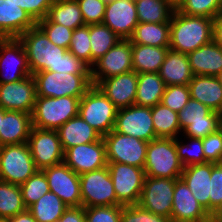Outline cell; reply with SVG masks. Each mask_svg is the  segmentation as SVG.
<instances>
[{"label": "cell", "instance_id": "cell-31", "mask_svg": "<svg viewBox=\"0 0 222 222\" xmlns=\"http://www.w3.org/2000/svg\"><path fill=\"white\" fill-rule=\"evenodd\" d=\"M165 87L159 73H139L135 105L153 107L161 103Z\"/></svg>", "mask_w": 222, "mask_h": 222}, {"label": "cell", "instance_id": "cell-39", "mask_svg": "<svg viewBox=\"0 0 222 222\" xmlns=\"http://www.w3.org/2000/svg\"><path fill=\"white\" fill-rule=\"evenodd\" d=\"M19 187L27 209L50 191L48 180L43 170H37Z\"/></svg>", "mask_w": 222, "mask_h": 222}, {"label": "cell", "instance_id": "cell-30", "mask_svg": "<svg viewBox=\"0 0 222 222\" xmlns=\"http://www.w3.org/2000/svg\"><path fill=\"white\" fill-rule=\"evenodd\" d=\"M168 50L169 47L132 44L133 71L158 73Z\"/></svg>", "mask_w": 222, "mask_h": 222}, {"label": "cell", "instance_id": "cell-27", "mask_svg": "<svg viewBox=\"0 0 222 222\" xmlns=\"http://www.w3.org/2000/svg\"><path fill=\"white\" fill-rule=\"evenodd\" d=\"M188 86L191 99L206 105L211 111L222 114V86L217 76L193 75Z\"/></svg>", "mask_w": 222, "mask_h": 222}, {"label": "cell", "instance_id": "cell-19", "mask_svg": "<svg viewBox=\"0 0 222 222\" xmlns=\"http://www.w3.org/2000/svg\"><path fill=\"white\" fill-rule=\"evenodd\" d=\"M37 98L32 75L16 82L0 84V108L32 114Z\"/></svg>", "mask_w": 222, "mask_h": 222}, {"label": "cell", "instance_id": "cell-26", "mask_svg": "<svg viewBox=\"0 0 222 222\" xmlns=\"http://www.w3.org/2000/svg\"><path fill=\"white\" fill-rule=\"evenodd\" d=\"M187 56L193 75L217 76L222 71V48L214 40Z\"/></svg>", "mask_w": 222, "mask_h": 222}, {"label": "cell", "instance_id": "cell-14", "mask_svg": "<svg viewBox=\"0 0 222 222\" xmlns=\"http://www.w3.org/2000/svg\"><path fill=\"white\" fill-rule=\"evenodd\" d=\"M32 75L26 51L19 38H0V84Z\"/></svg>", "mask_w": 222, "mask_h": 222}, {"label": "cell", "instance_id": "cell-42", "mask_svg": "<svg viewBox=\"0 0 222 222\" xmlns=\"http://www.w3.org/2000/svg\"><path fill=\"white\" fill-rule=\"evenodd\" d=\"M68 51L91 68L89 25H84L73 30Z\"/></svg>", "mask_w": 222, "mask_h": 222}, {"label": "cell", "instance_id": "cell-54", "mask_svg": "<svg viewBox=\"0 0 222 222\" xmlns=\"http://www.w3.org/2000/svg\"><path fill=\"white\" fill-rule=\"evenodd\" d=\"M210 222H222V214H211Z\"/></svg>", "mask_w": 222, "mask_h": 222}, {"label": "cell", "instance_id": "cell-4", "mask_svg": "<svg viewBox=\"0 0 222 222\" xmlns=\"http://www.w3.org/2000/svg\"><path fill=\"white\" fill-rule=\"evenodd\" d=\"M80 99L76 97H37L31 114L32 127L57 130L78 116Z\"/></svg>", "mask_w": 222, "mask_h": 222}, {"label": "cell", "instance_id": "cell-57", "mask_svg": "<svg viewBox=\"0 0 222 222\" xmlns=\"http://www.w3.org/2000/svg\"><path fill=\"white\" fill-rule=\"evenodd\" d=\"M3 117H4V109L0 108V124H1V120L3 119Z\"/></svg>", "mask_w": 222, "mask_h": 222}, {"label": "cell", "instance_id": "cell-13", "mask_svg": "<svg viewBox=\"0 0 222 222\" xmlns=\"http://www.w3.org/2000/svg\"><path fill=\"white\" fill-rule=\"evenodd\" d=\"M27 144L38 170L64 161V151L56 130L32 127Z\"/></svg>", "mask_w": 222, "mask_h": 222}, {"label": "cell", "instance_id": "cell-25", "mask_svg": "<svg viewBox=\"0 0 222 222\" xmlns=\"http://www.w3.org/2000/svg\"><path fill=\"white\" fill-rule=\"evenodd\" d=\"M32 128L30 113L4 110L0 124V146L27 142Z\"/></svg>", "mask_w": 222, "mask_h": 222}, {"label": "cell", "instance_id": "cell-45", "mask_svg": "<svg viewBox=\"0 0 222 222\" xmlns=\"http://www.w3.org/2000/svg\"><path fill=\"white\" fill-rule=\"evenodd\" d=\"M123 205L84 207L86 222H121Z\"/></svg>", "mask_w": 222, "mask_h": 222}, {"label": "cell", "instance_id": "cell-33", "mask_svg": "<svg viewBox=\"0 0 222 222\" xmlns=\"http://www.w3.org/2000/svg\"><path fill=\"white\" fill-rule=\"evenodd\" d=\"M47 18L72 30L85 25L79 4L76 0H54Z\"/></svg>", "mask_w": 222, "mask_h": 222}, {"label": "cell", "instance_id": "cell-58", "mask_svg": "<svg viewBox=\"0 0 222 222\" xmlns=\"http://www.w3.org/2000/svg\"><path fill=\"white\" fill-rule=\"evenodd\" d=\"M217 78L222 86V71L217 75Z\"/></svg>", "mask_w": 222, "mask_h": 222}, {"label": "cell", "instance_id": "cell-7", "mask_svg": "<svg viewBox=\"0 0 222 222\" xmlns=\"http://www.w3.org/2000/svg\"><path fill=\"white\" fill-rule=\"evenodd\" d=\"M178 117L184 137L203 139L222 126V114L211 111L206 105L191 98Z\"/></svg>", "mask_w": 222, "mask_h": 222}, {"label": "cell", "instance_id": "cell-3", "mask_svg": "<svg viewBox=\"0 0 222 222\" xmlns=\"http://www.w3.org/2000/svg\"><path fill=\"white\" fill-rule=\"evenodd\" d=\"M37 97H76L81 99L92 86L91 74H71L47 70L32 74Z\"/></svg>", "mask_w": 222, "mask_h": 222}, {"label": "cell", "instance_id": "cell-38", "mask_svg": "<svg viewBox=\"0 0 222 222\" xmlns=\"http://www.w3.org/2000/svg\"><path fill=\"white\" fill-rule=\"evenodd\" d=\"M26 209L19 185L0 180V221L5 222Z\"/></svg>", "mask_w": 222, "mask_h": 222}, {"label": "cell", "instance_id": "cell-36", "mask_svg": "<svg viewBox=\"0 0 222 222\" xmlns=\"http://www.w3.org/2000/svg\"><path fill=\"white\" fill-rule=\"evenodd\" d=\"M68 206L53 192L44 194L28 210L37 222H58Z\"/></svg>", "mask_w": 222, "mask_h": 222}, {"label": "cell", "instance_id": "cell-18", "mask_svg": "<svg viewBox=\"0 0 222 222\" xmlns=\"http://www.w3.org/2000/svg\"><path fill=\"white\" fill-rule=\"evenodd\" d=\"M63 162L78 175L107 166L103 137L96 142L68 148L64 152Z\"/></svg>", "mask_w": 222, "mask_h": 222}, {"label": "cell", "instance_id": "cell-49", "mask_svg": "<svg viewBox=\"0 0 222 222\" xmlns=\"http://www.w3.org/2000/svg\"><path fill=\"white\" fill-rule=\"evenodd\" d=\"M25 10L30 17L38 22L47 17L54 0H8Z\"/></svg>", "mask_w": 222, "mask_h": 222}, {"label": "cell", "instance_id": "cell-52", "mask_svg": "<svg viewBox=\"0 0 222 222\" xmlns=\"http://www.w3.org/2000/svg\"><path fill=\"white\" fill-rule=\"evenodd\" d=\"M213 40L222 48V12L213 19Z\"/></svg>", "mask_w": 222, "mask_h": 222}, {"label": "cell", "instance_id": "cell-10", "mask_svg": "<svg viewBox=\"0 0 222 222\" xmlns=\"http://www.w3.org/2000/svg\"><path fill=\"white\" fill-rule=\"evenodd\" d=\"M117 201L123 205L138 204L145 181V171L133 165L107 162Z\"/></svg>", "mask_w": 222, "mask_h": 222}, {"label": "cell", "instance_id": "cell-56", "mask_svg": "<svg viewBox=\"0 0 222 222\" xmlns=\"http://www.w3.org/2000/svg\"><path fill=\"white\" fill-rule=\"evenodd\" d=\"M211 214H222V201Z\"/></svg>", "mask_w": 222, "mask_h": 222}, {"label": "cell", "instance_id": "cell-44", "mask_svg": "<svg viewBox=\"0 0 222 222\" xmlns=\"http://www.w3.org/2000/svg\"><path fill=\"white\" fill-rule=\"evenodd\" d=\"M190 98L188 85H169L165 87L161 103L172 111L179 113Z\"/></svg>", "mask_w": 222, "mask_h": 222}, {"label": "cell", "instance_id": "cell-8", "mask_svg": "<svg viewBox=\"0 0 222 222\" xmlns=\"http://www.w3.org/2000/svg\"><path fill=\"white\" fill-rule=\"evenodd\" d=\"M37 170L27 142L0 146V180L21 185Z\"/></svg>", "mask_w": 222, "mask_h": 222}, {"label": "cell", "instance_id": "cell-20", "mask_svg": "<svg viewBox=\"0 0 222 222\" xmlns=\"http://www.w3.org/2000/svg\"><path fill=\"white\" fill-rule=\"evenodd\" d=\"M171 220L172 222H210V214L199 204L181 178L175 180Z\"/></svg>", "mask_w": 222, "mask_h": 222}, {"label": "cell", "instance_id": "cell-11", "mask_svg": "<svg viewBox=\"0 0 222 222\" xmlns=\"http://www.w3.org/2000/svg\"><path fill=\"white\" fill-rule=\"evenodd\" d=\"M107 162H117L144 168L149 142L112 130L103 136Z\"/></svg>", "mask_w": 222, "mask_h": 222}, {"label": "cell", "instance_id": "cell-28", "mask_svg": "<svg viewBox=\"0 0 222 222\" xmlns=\"http://www.w3.org/2000/svg\"><path fill=\"white\" fill-rule=\"evenodd\" d=\"M56 131L64 152L68 148L96 142L102 138L99 132L86 123L79 115L69 119Z\"/></svg>", "mask_w": 222, "mask_h": 222}, {"label": "cell", "instance_id": "cell-22", "mask_svg": "<svg viewBox=\"0 0 222 222\" xmlns=\"http://www.w3.org/2000/svg\"><path fill=\"white\" fill-rule=\"evenodd\" d=\"M97 86L118 110L124 109L135 105L138 74L131 71L111 76L102 80Z\"/></svg>", "mask_w": 222, "mask_h": 222}, {"label": "cell", "instance_id": "cell-16", "mask_svg": "<svg viewBox=\"0 0 222 222\" xmlns=\"http://www.w3.org/2000/svg\"><path fill=\"white\" fill-rule=\"evenodd\" d=\"M113 130L145 142L157 139L153 126L151 107L131 105L118 110Z\"/></svg>", "mask_w": 222, "mask_h": 222}, {"label": "cell", "instance_id": "cell-53", "mask_svg": "<svg viewBox=\"0 0 222 222\" xmlns=\"http://www.w3.org/2000/svg\"><path fill=\"white\" fill-rule=\"evenodd\" d=\"M5 222H37L32 213L26 209L25 211L18 213L17 215L7 219Z\"/></svg>", "mask_w": 222, "mask_h": 222}, {"label": "cell", "instance_id": "cell-51", "mask_svg": "<svg viewBox=\"0 0 222 222\" xmlns=\"http://www.w3.org/2000/svg\"><path fill=\"white\" fill-rule=\"evenodd\" d=\"M58 222H86L84 207H68Z\"/></svg>", "mask_w": 222, "mask_h": 222}, {"label": "cell", "instance_id": "cell-48", "mask_svg": "<svg viewBox=\"0 0 222 222\" xmlns=\"http://www.w3.org/2000/svg\"><path fill=\"white\" fill-rule=\"evenodd\" d=\"M206 163H221L222 158V126L216 132L202 139Z\"/></svg>", "mask_w": 222, "mask_h": 222}, {"label": "cell", "instance_id": "cell-32", "mask_svg": "<svg viewBox=\"0 0 222 222\" xmlns=\"http://www.w3.org/2000/svg\"><path fill=\"white\" fill-rule=\"evenodd\" d=\"M129 40L131 44L169 47L170 22L138 23Z\"/></svg>", "mask_w": 222, "mask_h": 222}, {"label": "cell", "instance_id": "cell-41", "mask_svg": "<svg viewBox=\"0 0 222 222\" xmlns=\"http://www.w3.org/2000/svg\"><path fill=\"white\" fill-rule=\"evenodd\" d=\"M177 10L185 15L214 19L222 12V0H184Z\"/></svg>", "mask_w": 222, "mask_h": 222}, {"label": "cell", "instance_id": "cell-59", "mask_svg": "<svg viewBox=\"0 0 222 222\" xmlns=\"http://www.w3.org/2000/svg\"><path fill=\"white\" fill-rule=\"evenodd\" d=\"M102 2H104L105 4H109L110 2H112L113 0H101Z\"/></svg>", "mask_w": 222, "mask_h": 222}, {"label": "cell", "instance_id": "cell-24", "mask_svg": "<svg viewBox=\"0 0 222 222\" xmlns=\"http://www.w3.org/2000/svg\"><path fill=\"white\" fill-rule=\"evenodd\" d=\"M36 22L18 5L8 0H0V38H18Z\"/></svg>", "mask_w": 222, "mask_h": 222}, {"label": "cell", "instance_id": "cell-35", "mask_svg": "<svg viewBox=\"0 0 222 222\" xmlns=\"http://www.w3.org/2000/svg\"><path fill=\"white\" fill-rule=\"evenodd\" d=\"M151 115L157 138L176 139L180 137L181 129L177 112L159 103L151 107Z\"/></svg>", "mask_w": 222, "mask_h": 222}, {"label": "cell", "instance_id": "cell-12", "mask_svg": "<svg viewBox=\"0 0 222 222\" xmlns=\"http://www.w3.org/2000/svg\"><path fill=\"white\" fill-rule=\"evenodd\" d=\"M131 71H133L131 41L120 39L90 68L92 85L97 86L106 78Z\"/></svg>", "mask_w": 222, "mask_h": 222}, {"label": "cell", "instance_id": "cell-9", "mask_svg": "<svg viewBox=\"0 0 222 222\" xmlns=\"http://www.w3.org/2000/svg\"><path fill=\"white\" fill-rule=\"evenodd\" d=\"M83 207L119 206L107 166L79 175Z\"/></svg>", "mask_w": 222, "mask_h": 222}, {"label": "cell", "instance_id": "cell-21", "mask_svg": "<svg viewBox=\"0 0 222 222\" xmlns=\"http://www.w3.org/2000/svg\"><path fill=\"white\" fill-rule=\"evenodd\" d=\"M102 23L121 39H129L138 25L135 0H113L106 4Z\"/></svg>", "mask_w": 222, "mask_h": 222}, {"label": "cell", "instance_id": "cell-43", "mask_svg": "<svg viewBox=\"0 0 222 222\" xmlns=\"http://www.w3.org/2000/svg\"><path fill=\"white\" fill-rule=\"evenodd\" d=\"M36 25L46 34L53 44L68 50L73 34L72 29L53 23L47 17L36 22Z\"/></svg>", "mask_w": 222, "mask_h": 222}, {"label": "cell", "instance_id": "cell-15", "mask_svg": "<svg viewBox=\"0 0 222 222\" xmlns=\"http://www.w3.org/2000/svg\"><path fill=\"white\" fill-rule=\"evenodd\" d=\"M175 180L146 176L138 205L151 213L171 219Z\"/></svg>", "mask_w": 222, "mask_h": 222}, {"label": "cell", "instance_id": "cell-5", "mask_svg": "<svg viewBox=\"0 0 222 222\" xmlns=\"http://www.w3.org/2000/svg\"><path fill=\"white\" fill-rule=\"evenodd\" d=\"M118 109L99 89L92 85L80 99L78 115L103 137L114 129Z\"/></svg>", "mask_w": 222, "mask_h": 222}, {"label": "cell", "instance_id": "cell-55", "mask_svg": "<svg viewBox=\"0 0 222 222\" xmlns=\"http://www.w3.org/2000/svg\"><path fill=\"white\" fill-rule=\"evenodd\" d=\"M168 1L177 9L184 0H168Z\"/></svg>", "mask_w": 222, "mask_h": 222}, {"label": "cell", "instance_id": "cell-2", "mask_svg": "<svg viewBox=\"0 0 222 222\" xmlns=\"http://www.w3.org/2000/svg\"><path fill=\"white\" fill-rule=\"evenodd\" d=\"M211 40L213 19L185 15L175 9L170 21V49L188 54Z\"/></svg>", "mask_w": 222, "mask_h": 222}, {"label": "cell", "instance_id": "cell-40", "mask_svg": "<svg viewBox=\"0 0 222 222\" xmlns=\"http://www.w3.org/2000/svg\"><path fill=\"white\" fill-rule=\"evenodd\" d=\"M188 138V139H187ZM177 137L175 139V147L177 150L178 158L181 161L183 167L193 165V164H204L206 159L203 152L202 139L185 137L188 140L184 143V140Z\"/></svg>", "mask_w": 222, "mask_h": 222}, {"label": "cell", "instance_id": "cell-46", "mask_svg": "<svg viewBox=\"0 0 222 222\" xmlns=\"http://www.w3.org/2000/svg\"><path fill=\"white\" fill-rule=\"evenodd\" d=\"M121 222H172L170 218L156 215L138 204L122 207Z\"/></svg>", "mask_w": 222, "mask_h": 222}, {"label": "cell", "instance_id": "cell-47", "mask_svg": "<svg viewBox=\"0 0 222 222\" xmlns=\"http://www.w3.org/2000/svg\"><path fill=\"white\" fill-rule=\"evenodd\" d=\"M79 4L85 25L101 24L106 4L101 0H76Z\"/></svg>", "mask_w": 222, "mask_h": 222}, {"label": "cell", "instance_id": "cell-29", "mask_svg": "<svg viewBox=\"0 0 222 222\" xmlns=\"http://www.w3.org/2000/svg\"><path fill=\"white\" fill-rule=\"evenodd\" d=\"M158 73L166 86L188 85L193 78L187 54L170 48Z\"/></svg>", "mask_w": 222, "mask_h": 222}, {"label": "cell", "instance_id": "cell-1", "mask_svg": "<svg viewBox=\"0 0 222 222\" xmlns=\"http://www.w3.org/2000/svg\"><path fill=\"white\" fill-rule=\"evenodd\" d=\"M19 40L26 51L31 74L44 70L50 72L91 74L90 68L67 49L53 44L37 26L21 34Z\"/></svg>", "mask_w": 222, "mask_h": 222}, {"label": "cell", "instance_id": "cell-17", "mask_svg": "<svg viewBox=\"0 0 222 222\" xmlns=\"http://www.w3.org/2000/svg\"><path fill=\"white\" fill-rule=\"evenodd\" d=\"M50 192L55 193L68 207L82 206L80 178L64 162L43 169Z\"/></svg>", "mask_w": 222, "mask_h": 222}, {"label": "cell", "instance_id": "cell-34", "mask_svg": "<svg viewBox=\"0 0 222 222\" xmlns=\"http://www.w3.org/2000/svg\"><path fill=\"white\" fill-rule=\"evenodd\" d=\"M138 23L170 22L175 7L168 0H135Z\"/></svg>", "mask_w": 222, "mask_h": 222}, {"label": "cell", "instance_id": "cell-6", "mask_svg": "<svg viewBox=\"0 0 222 222\" xmlns=\"http://www.w3.org/2000/svg\"><path fill=\"white\" fill-rule=\"evenodd\" d=\"M183 168L175 139L157 138L148 143L143 168L146 176L180 179Z\"/></svg>", "mask_w": 222, "mask_h": 222}, {"label": "cell", "instance_id": "cell-23", "mask_svg": "<svg viewBox=\"0 0 222 222\" xmlns=\"http://www.w3.org/2000/svg\"><path fill=\"white\" fill-rule=\"evenodd\" d=\"M215 163L193 164L183 168L181 179L199 204L210 214V178Z\"/></svg>", "mask_w": 222, "mask_h": 222}, {"label": "cell", "instance_id": "cell-50", "mask_svg": "<svg viewBox=\"0 0 222 222\" xmlns=\"http://www.w3.org/2000/svg\"><path fill=\"white\" fill-rule=\"evenodd\" d=\"M210 215L222 201V163L212 168L210 178Z\"/></svg>", "mask_w": 222, "mask_h": 222}, {"label": "cell", "instance_id": "cell-37", "mask_svg": "<svg viewBox=\"0 0 222 222\" xmlns=\"http://www.w3.org/2000/svg\"><path fill=\"white\" fill-rule=\"evenodd\" d=\"M89 35L91 67L121 39L103 23L89 25Z\"/></svg>", "mask_w": 222, "mask_h": 222}]
</instances>
